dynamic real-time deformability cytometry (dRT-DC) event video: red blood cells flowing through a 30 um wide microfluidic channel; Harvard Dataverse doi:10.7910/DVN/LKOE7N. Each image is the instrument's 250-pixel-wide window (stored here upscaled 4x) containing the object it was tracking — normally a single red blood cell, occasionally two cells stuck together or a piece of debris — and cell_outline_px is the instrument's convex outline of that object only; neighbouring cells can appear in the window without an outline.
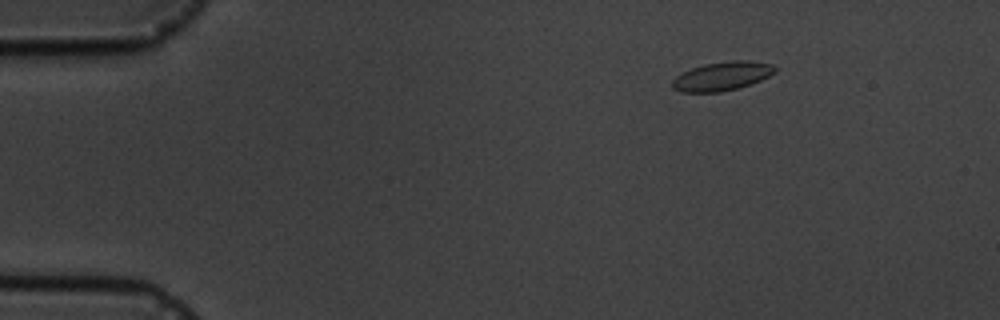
{"species": "common noctule bat (a hibernating species)", "species_latin": "Nyctalus noctula", "temperature_condition": "cold", "stored_images_in_passage": 9, "camera_frame_rate_fps": 3000, "um_per_image_px": 0.085, "animal": {"sex": "male", "body_mass_g": 19.5, "forearm_length_mm": 54.6}, "frame": {"image": 1, "passage_image": 1, "time_ms": 0.0, "image_size_px": [1000, 320], "cell_outline_px": [[776, 72], [760, 80], [736, 88], [720, 92], [680, 92], [672, 88], [672, 80], [676, 76], [692, 68], [704, 64], [736, 60], [748, 60], [772, 64], [776, 68]], "centroid_in_image_um": [61.36, 6.47], "position_along_channel_um": 23.6, "area_um2": 17.05}}
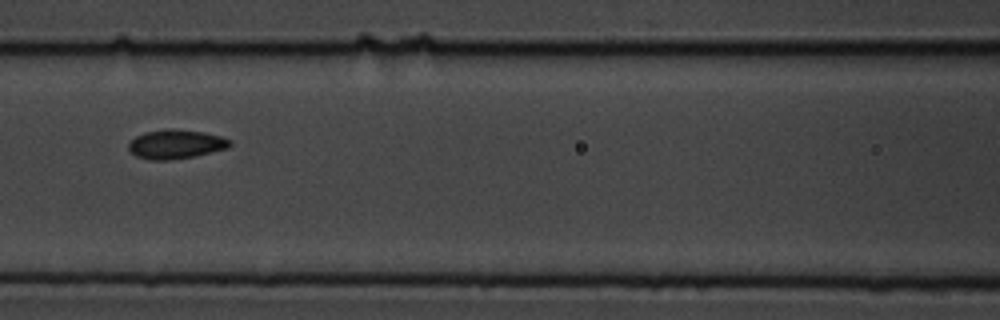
{"frame": {"image": 2, "passage_image": 6, "time_ms": 5.667, "image_size_px": [1000, 320], "cell_outline_px": [[232, 144], [228, 148], [196, 156], [168, 160], [148, 160], [136, 156], [128, 148], [128, 144], [136, 136], [144, 132], [168, 128], [172, 128], [204, 132], [220, 136], [232, 140]], "centroid_in_image_um": [14.96, 12.25], "position_along_channel_um": 151.6, "area_um2": 17.34}}
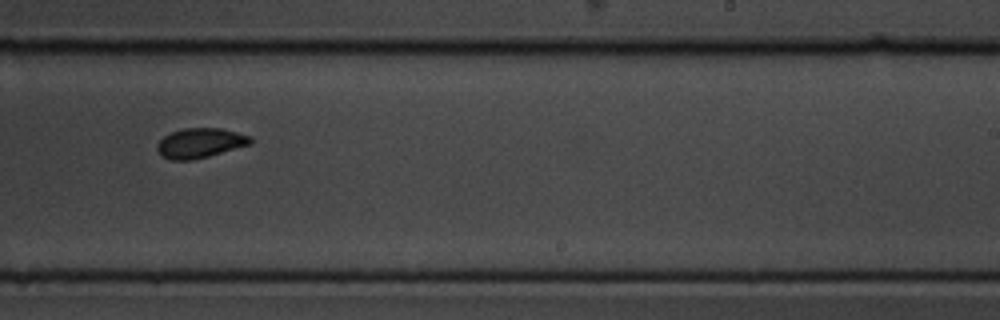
{"frame": {"image": 3, "passage_image": 9, "time_ms": 9.0, "image_size_px": [1000, 320], "cell_outline_px": [[252, 144], [208, 156], [192, 160], [172, 160], [160, 156], [156, 148], [156, 144], [164, 136], [172, 132], [184, 128], [220, 128], [252, 136]], "centroid_in_image_um": [17.0, 12.16], "position_along_channel_um": 272.0, "area_um2": 16.24}}